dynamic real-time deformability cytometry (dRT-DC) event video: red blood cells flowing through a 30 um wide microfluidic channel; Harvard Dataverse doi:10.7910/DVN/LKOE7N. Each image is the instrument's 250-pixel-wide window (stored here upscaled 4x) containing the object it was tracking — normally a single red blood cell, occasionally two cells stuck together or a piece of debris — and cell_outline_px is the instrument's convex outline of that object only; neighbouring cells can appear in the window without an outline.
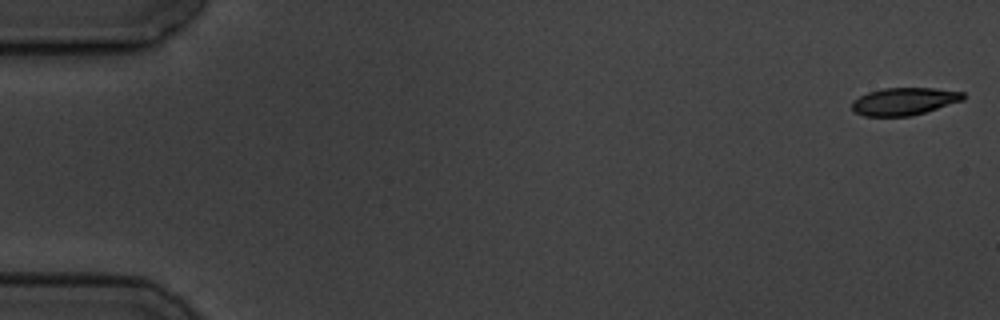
{"species": "common noctule bat (a hibernating species)", "species_latin": "Nyctalus noctula", "temperature_condition": "cold", "stored_images_in_passage": 5, "camera_frame_rate_fps": 3000, "um_per_image_px": 0.085, "animal": {"sex": "male", "body_mass_g": 19.5, "forearm_length_mm": 54.6}, "frame": {"image": 1, "passage_image": 1, "time_ms": 0.0, "image_size_px": [1000, 320], "cell_outline_px": [[964, 100], [912, 116], [864, 116], [852, 112], [852, 100], [868, 92], [884, 88], [932, 88], [964, 92]], "centroid_in_image_um": [76.83, 8.62], "position_along_channel_um": 8.2, "area_um2": 17.86}}
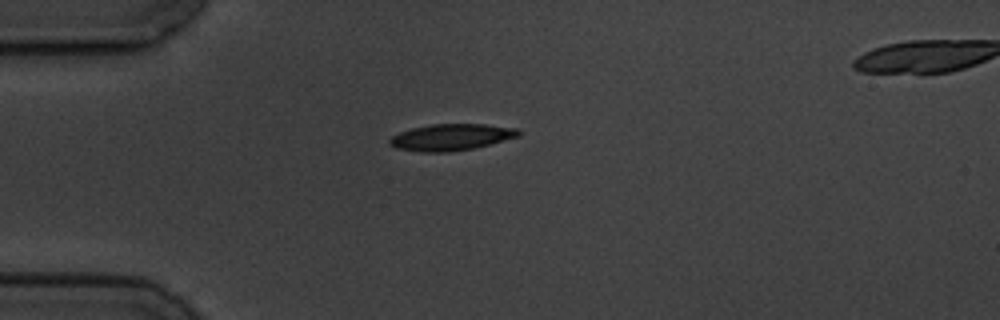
{"frame": {"image": 2, "passage_image": 4, "time_ms": 4.667, "image_size_px": [1000, 320], "cell_outline_px": [[520, 136], [472, 148], [448, 152], [424, 152], [396, 148], [388, 144], [388, 140], [392, 136], [400, 132], [412, 128], [432, 124], [484, 124], [520, 128]], "centroid_in_image_um": [38.34, 11.65], "position_along_channel_um": 46.7, "area_um2": 19.83}}